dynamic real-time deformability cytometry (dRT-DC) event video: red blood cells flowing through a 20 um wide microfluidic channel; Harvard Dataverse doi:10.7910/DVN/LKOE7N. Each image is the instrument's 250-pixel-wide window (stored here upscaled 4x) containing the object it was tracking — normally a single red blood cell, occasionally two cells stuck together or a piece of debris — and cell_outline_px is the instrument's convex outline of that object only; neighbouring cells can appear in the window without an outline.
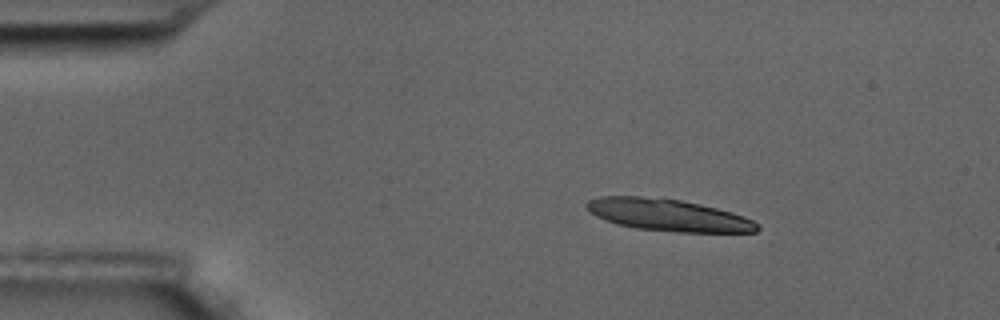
{"species": "common noctule bat (a hibernating species)", "species_latin": "Nyctalus noctula", "temperature_condition": "room temperature", "stored_images_in_passage": 50, "segment_of_instrument_passage": [1, 2], "camera_frame_rate_fps": 3000, "um_per_image_px": 0.085, "animal": {"sex": "male", "body_mass_g": 17.5, "forearm_length_mm": 52.3}, "frame": {"image": 1, "passage_image": 1, "time_ms": 0.0, "image_size_px": [1000, 320], "cell_outline_px": [[760, 228], [756, 232], [676, 232], [636, 228], [616, 224], [604, 220], [596, 216], [584, 208], [584, 204], [588, 200], [600, 196], [660, 196], [700, 204], [732, 212], [744, 216], [752, 220]], "centroid_in_image_um": [56.73, 18.26], "position_along_channel_um": 28.3, "area_um2": 32.14}}